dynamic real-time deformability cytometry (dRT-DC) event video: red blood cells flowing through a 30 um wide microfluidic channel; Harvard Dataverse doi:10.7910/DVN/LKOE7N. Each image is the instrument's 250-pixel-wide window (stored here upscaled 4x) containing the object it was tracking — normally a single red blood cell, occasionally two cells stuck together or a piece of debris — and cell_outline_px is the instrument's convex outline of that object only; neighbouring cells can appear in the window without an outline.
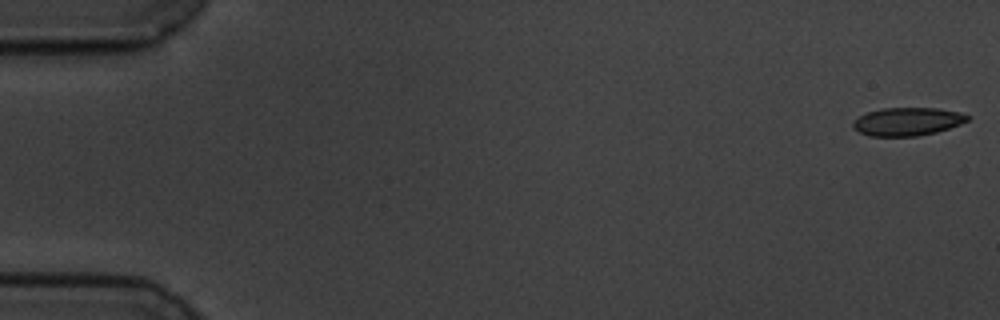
{"species": "common noctule bat (a hibernating species)", "species_latin": "Nyctalus noctula", "temperature_condition": "cold", "stored_images_in_passage": 57, "camera_frame_rate_fps": 3000, "um_per_image_px": 0.085, "animal": {"sex": "male", "body_mass_g": 19.5, "forearm_length_mm": 54.6}, "frame": {"image": 1, "passage_image": 1, "time_ms": 0.0, "image_size_px": [1000, 320], "cell_outline_px": [[972, 116], [968, 120], [960, 124], [936, 132], [916, 136], [868, 136], [852, 128], [852, 124], [860, 116], [868, 112], [880, 108], [940, 108], [960, 112]], "centroid_in_image_um": [77.15, 10.33], "position_along_channel_um": 7.9, "area_um2": 18.79}}
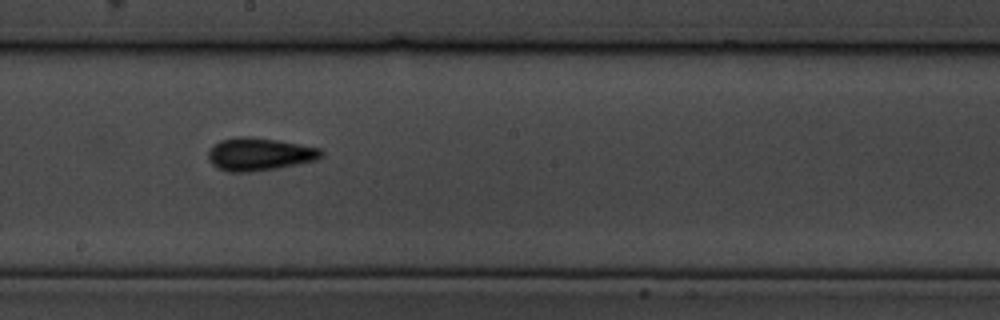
{"frame": {"image": 2, "passage_image": 32, "time_ms": 10.333, "image_size_px": [1000, 320], "cell_outline_px": [[324, 156], [316, 160], [276, 168], [252, 172], [228, 172], [216, 168], [208, 160], [208, 152], [212, 144], [220, 140], [240, 136], [248, 136], [276, 140], [320, 148], [324, 152]], "centroid_in_image_um": [22.01, 13.11], "position_along_channel_um": 226.2, "area_um2": 21.73}}
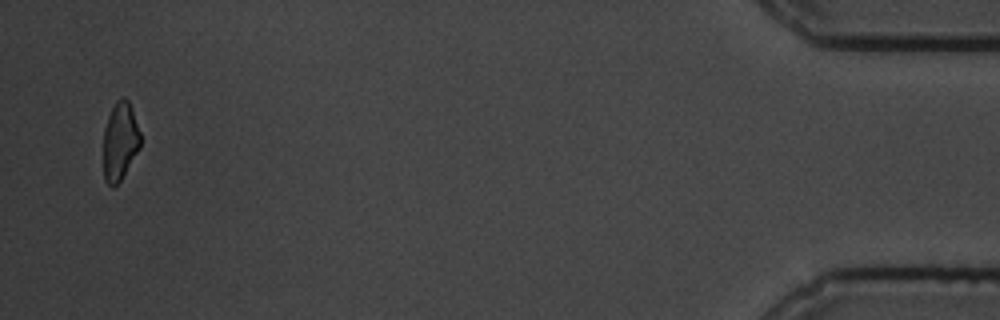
{"frame": {"image": 3, "passage_image": 56, "time_ms": 18.333, "image_size_px": [1000, 320], "cell_outline_px": [[140, 148], [120, 180], [112, 188], [104, 180], [104, 128], [108, 116], [116, 100], [120, 96], [124, 96], [128, 100], [140, 132]], "centroid_in_image_um": [10.19, 11.99], "position_along_channel_um": 425.0, "area_um2": 16.7}, "authors_computed_cell_mechanics": {"area_um2": 19.1318, "velocity_mm_per_s": 3.5024, "shape_relaxation_time_tau1_ms": 3.5471, "shape_relaxation_time_tau2_ms": 2.766, "deformation_change_tau1": 0.1242, "deformation_change_tau2": 0.1168}}